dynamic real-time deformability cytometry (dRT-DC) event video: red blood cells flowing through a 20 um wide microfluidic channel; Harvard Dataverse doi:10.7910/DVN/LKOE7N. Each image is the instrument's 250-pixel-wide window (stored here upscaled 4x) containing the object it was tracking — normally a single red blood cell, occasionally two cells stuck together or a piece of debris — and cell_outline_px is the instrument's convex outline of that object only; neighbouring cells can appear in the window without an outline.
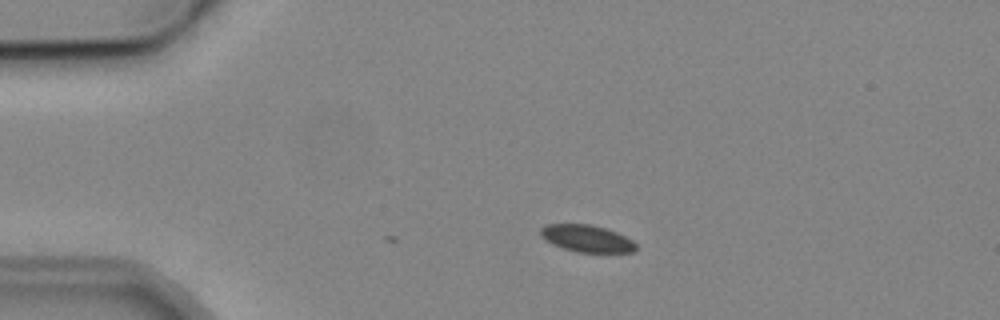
{"species": "common noctule bat (a hibernating species)", "species_latin": "Nyctalus noctula", "temperature_condition": "cold", "stored_images_in_passage": 2, "camera_frame_rate_fps": 3000, "um_per_image_px": 0.085, "animal": {"sex": "male", "body_mass_g": 19.2, "forearm_length_mm": 51.8}, "frame": {"image": 1, "passage_image": 2, "time_ms": 1.333, "image_size_px": [1000, 320], "cell_outline_px": [[636, 248], [632, 252], [576, 252], [564, 248], [548, 240], [540, 232], [540, 228], [548, 224], [588, 224], [604, 228], [616, 232], [632, 240], [636, 244]], "centroid_in_image_um": [49.91, 20.27], "position_along_channel_um": 35.1, "area_um2": 14.57}}